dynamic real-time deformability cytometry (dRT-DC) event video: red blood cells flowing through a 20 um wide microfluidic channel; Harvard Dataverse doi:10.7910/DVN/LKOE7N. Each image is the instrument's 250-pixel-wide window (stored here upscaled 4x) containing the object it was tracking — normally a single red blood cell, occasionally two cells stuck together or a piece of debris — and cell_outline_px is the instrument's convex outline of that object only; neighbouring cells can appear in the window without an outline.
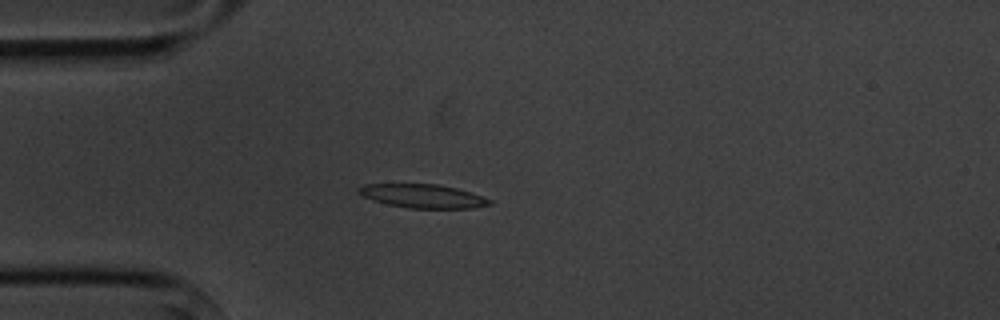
{"species": "common noctule bat (a hibernating species)", "species_latin": "Nyctalus noctula", "temperature_condition": "cold", "stored_images_in_passage": 4, "camera_frame_rate_fps": 3000, "um_per_image_px": 0.085, "animal": {"sex": "male", "body_mass_g": 20.1, "forearm_length_mm": 53.5}, "frame": {"image": 1, "passage_image": 4, "time_ms": 3.333, "image_size_px": [1000, 320], "cell_outline_px": [[492, 204], [472, 208], [408, 208], [388, 204], [372, 200], [356, 192], [356, 188], [364, 184], [436, 184], [456, 188], [492, 200]], "centroid_in_image_um": [35.88, 16.66], "position_along_channel_um": 49.1, "area_um2": 17.92}}